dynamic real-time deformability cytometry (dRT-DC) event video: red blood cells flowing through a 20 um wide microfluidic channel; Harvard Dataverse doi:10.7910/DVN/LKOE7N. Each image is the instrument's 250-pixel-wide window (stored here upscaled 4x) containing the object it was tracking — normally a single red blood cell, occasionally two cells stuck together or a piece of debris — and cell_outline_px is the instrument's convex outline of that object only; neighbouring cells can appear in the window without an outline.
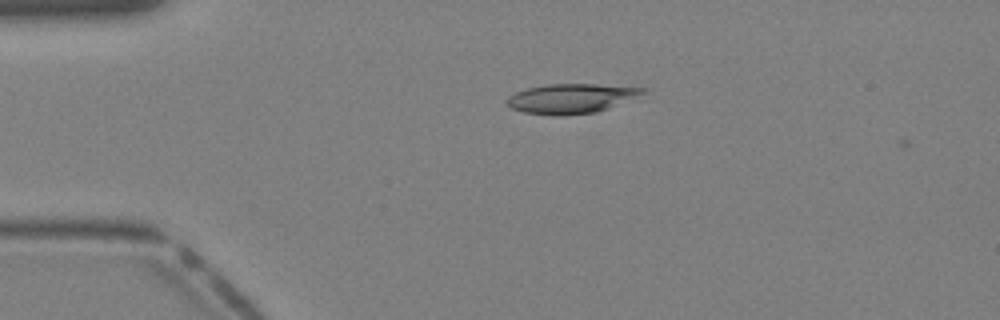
{"species": "Egyptian fruit bat (a non-hibernating species)", "species_latin": "Rousettus aegyptiacus", "temperature_condition": "warm", "stored_images_in_passage": 3, "camera_frame_rate_fps": 3000, "um_per_image_px": 0.085, "animal": {"sex": "female"}, "frame": {"image": 1, "passage_image": 2, "time_ms": 0.333, "image_size_px": [1000, 320], "cell_outline_px": [[648, 88], [644, 92], [608, 108], [596, 112], [560, 116], [552, 116], [524, 112], [512, 108], [504, 100], [508, 96], [516, 92], [528, 88], [544, 84], [596, 84]], "centroid_in_image_um": [48.47, 8.37], "position_along_channel_um": 36.5, "area_um2": 23.24}}